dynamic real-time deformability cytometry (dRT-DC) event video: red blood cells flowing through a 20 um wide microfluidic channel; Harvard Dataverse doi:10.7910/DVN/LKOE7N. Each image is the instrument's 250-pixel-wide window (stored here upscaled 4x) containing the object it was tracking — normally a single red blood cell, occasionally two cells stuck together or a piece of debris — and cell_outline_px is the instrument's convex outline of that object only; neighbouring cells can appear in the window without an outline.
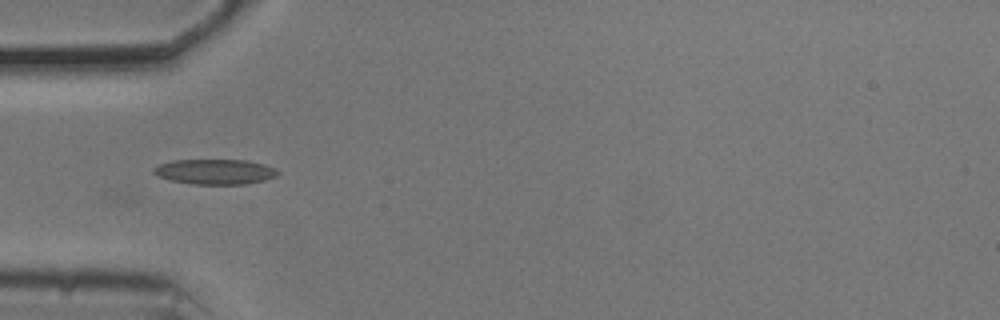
{"species": "common noctule bat (a hibernating species)", "species_latin": "Nyctalus noctula", "temperature_condition": "cold", "stored_images_in_passage": 32, "camera_frame_rate_fps": 3000, "um_per_image_px": 0.085, "animal": {"sex": "male", "body_mass_g": 20.5, "forearm_length_mm": 52.5}, "frame": {"image": 1, "passage_image": 1, "time_ms": 0.0, "image_size_px": [1000, 320], "cell_outline_px": [[280, 172], [276, 176], [264, 180], [244, 184], [192, 184], [172, 180], [156, 176], [152, 172], [152, 168], [160, 164], [172, 160], [248, 160], [264, 164], [276, 168]], "centroid_in_image_um": [18.27, 14.59], "position_along_channel_um": 66.7, "area_um2": 18.26}}
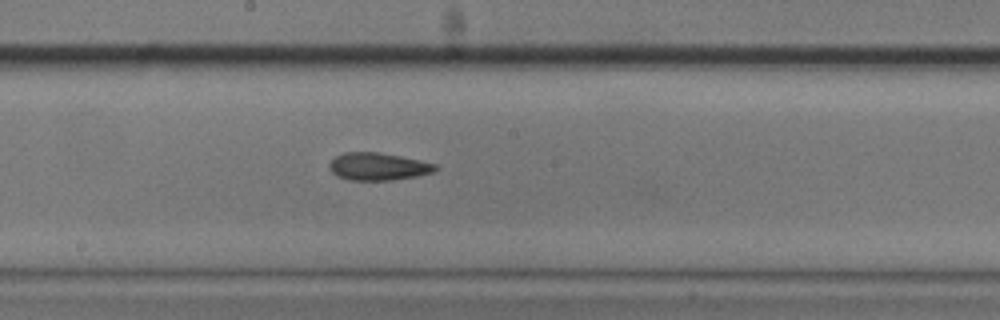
{"frame": {"image": 2, "passage_image": 13, "time_ms": 4.0, "image_size_px": [1000, 320], "cell_outline_px": [[440, 168], [432, 172], [416, 176], [392, 180], [348, 180], [336, 176], [328, 168], [328, 164], [336, 156], [344, 152], [380, 152], [420, 160], [436, 164]], "centroid_in_image_um": [32.12, 14.15], "position_along_channel_um": 216.1, "area_um2": 17.11}}
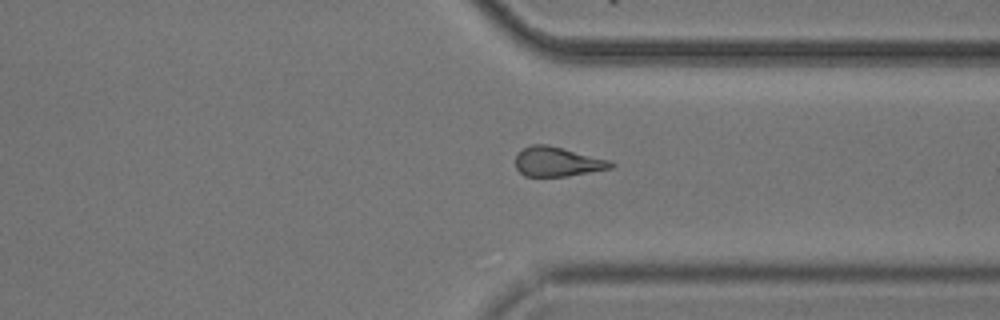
{"frame": {"image": 3, "passage_image": 25, "time_ms": 8.0, "image_size_px": [1000, 320], "cell_outline_px": [[616, 164], [612, 168], [564, 176], [524, 176], [516, 168], [516, 152], [532, 144], [548, 144], [564, 148], [608, 160]], "centroid_in_image_um": [47.34, 13.73], "position_along_channel_um": 364.1, "area_um2": 16.3}, "authors_computed_cell_mechanics": {"area_um2": 16.7042, "velocity_mm_per_s": 3.7158, "shape_relaxation_time_tau1_ms": 10.6486, "shape_relaxation_time_tau2_ms": null, "deformation_change_tau1": 0.1972, "deformation_change_tau2": null}}